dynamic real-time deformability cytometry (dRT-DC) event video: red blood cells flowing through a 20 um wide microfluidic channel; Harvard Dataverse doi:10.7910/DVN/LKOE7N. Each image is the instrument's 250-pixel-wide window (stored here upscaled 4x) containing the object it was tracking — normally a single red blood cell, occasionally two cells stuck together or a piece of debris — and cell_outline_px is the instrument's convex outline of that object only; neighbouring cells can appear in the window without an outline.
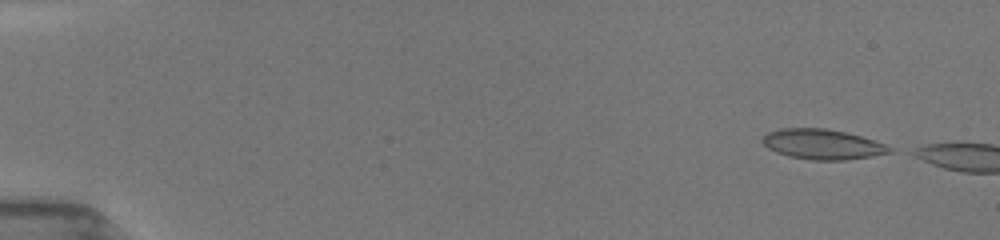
{"species": "common noctule bat (a hibernating species)", "species_latin": "Nyctalus noctula", "temperature_condition": "room temperature", "stored_images_in_passage": 4, "camera_frame_rate_fps": 3000, "um_per_image_px": 0.085, "animal": {"sex": "female", "body_mass_g": 19.5, "forearm_length_mm": 54.1}, "frame": {"image": 1, "passage_image": 1, "time_ms": 0.0, "image_size_px": [1000, 240], "cell_outline_px": [[896, 148], [892, 152], [872, 156], [844, 160], [812, 160], [788, 156], [776, 152], [768, 148], [760, 140], [768, 132], [780, 128], [824, 128], [844, 132], [860, 136]], "centroid_in_image_um": [69.9, 12.27], "position_along_channel_um": 15.1, "area_um2": 22.25}}